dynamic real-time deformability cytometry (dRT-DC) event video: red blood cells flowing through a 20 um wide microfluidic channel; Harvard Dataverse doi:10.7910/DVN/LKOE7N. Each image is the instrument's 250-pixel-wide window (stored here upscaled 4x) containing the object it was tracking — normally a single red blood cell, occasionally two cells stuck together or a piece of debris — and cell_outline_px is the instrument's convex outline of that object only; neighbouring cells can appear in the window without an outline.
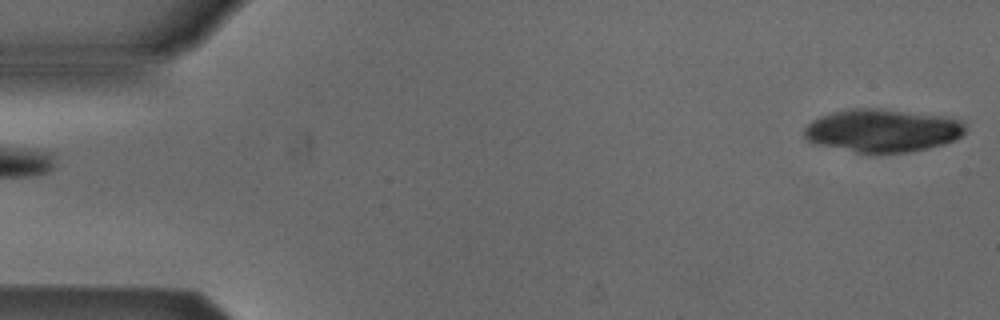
{"species": "Egyptian fruit bat (a non-hibernating species)", "species_latin": "Rousettus aegyptiacus", "temperature_condition": "cold", "stored_images_in_passage": 3, "segment_of_instrument_passage": [2, 2], "camera_frame_rate_fps": 3000, "um_per_image_px": 0.085, "animal": {"sex": "male"}, "frame": {"image": 1, "passage_image": 3, "time_ms": 2.333, "image_size_px": [1000, 320], "cell_outline_px": [[968, 128], [956, 140], [944, 144], [928, 148], [908, 152], [856, 152], [820, 144], [808, 140], [804, 136], [804, 128], [812, 120], [820, 116], [832, 112], [852, 108], [880, 108], [944, 116], [960, 120]], "centroid_in_image_um": [75.04, 11.08], "position_along_channel_um": 10.0, "area_um2": 40.17}}